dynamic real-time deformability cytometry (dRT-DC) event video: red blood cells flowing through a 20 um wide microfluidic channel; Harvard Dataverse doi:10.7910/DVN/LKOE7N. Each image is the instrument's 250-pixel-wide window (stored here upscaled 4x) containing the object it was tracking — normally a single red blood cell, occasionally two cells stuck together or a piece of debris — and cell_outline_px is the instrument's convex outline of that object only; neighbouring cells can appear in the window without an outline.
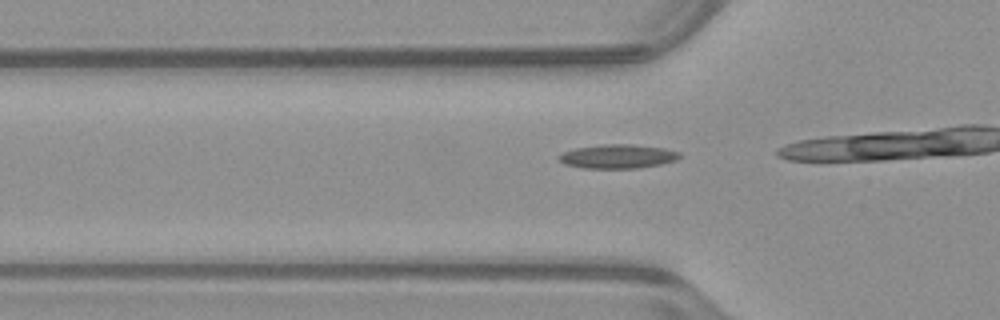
{"species": "common noctule bat (a hibernating species)", "species_latin": "Nyctalus noctula", "temperature_condition": "warm", "stored_images_in_passage": 15, "camera_frame_rate_fps": 3000, "um_per_image_px": 0.085, "animal": {"sex": "male", "body_mass_g": 23.1, "forearm_length_mm": 52.7}, "frame": {"image": 1, "passage_image": 11, "time_ms": 3.333, "image_size_px": [1000, 320], "cell_outline_px": [[680, 156], [676, 160], [660, 164], [640, 168], [584, 168], [564, 164], [556, 156], [564, 152], [576, 148], [604, 144], [632, 144], [664, 148], [680, 152]], "centroid_in_image_um": [52.51, 13.29], "position_along_channel_um": 73.3, "area_um2": 16.82}}
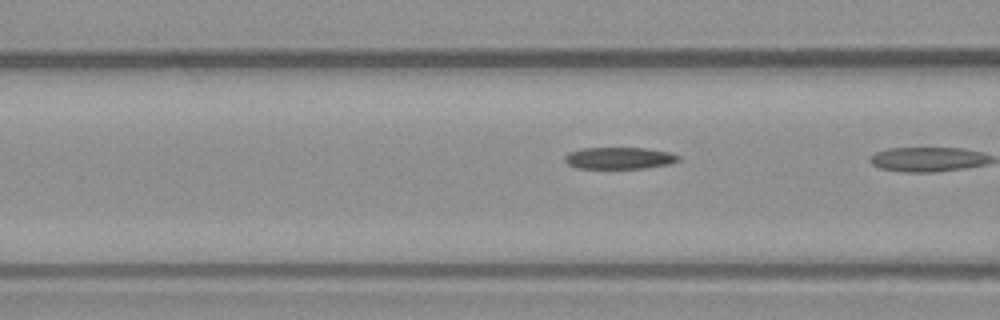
{"frame": {"image": 2, "passage_image": 14, "time_ms": 4.333, "image_size_px": [1000, 320], "cell_outline_px": [[680, 160], [668, 164], [644, 168], [576, 168], [568, 164], [564, 160], [564, 156], [568, 152], [580, 148], [644, 148], [668, 152], [680, 156]], "centroid_in_image_um": [52.59, 13.43], "position_along_channel_um": 114.0, "area_um2": 14.39}}